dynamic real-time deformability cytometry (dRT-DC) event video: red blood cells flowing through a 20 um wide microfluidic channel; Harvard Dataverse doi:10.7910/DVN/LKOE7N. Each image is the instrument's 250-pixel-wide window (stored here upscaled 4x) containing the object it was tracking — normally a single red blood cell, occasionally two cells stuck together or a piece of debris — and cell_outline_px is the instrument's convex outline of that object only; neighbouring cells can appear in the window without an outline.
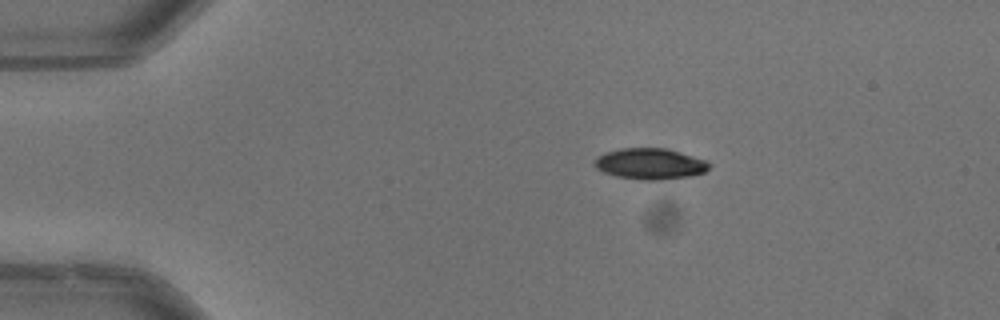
{"species": "common noctule bat (a hibernating species)", "species_latin": "Nyctalus noctula", "temperature_condition": "warm", "stored_images_in_passage": 6, "camera_frame_rate_fps": 3000, "um_per_image_px": 0.085, "animal": {"sex": "male", "body_mass_g": 13.3}, "frame": {"image": 1, "passage_image": 1, "time_ms": 0.0, "image_size_px": [1000, 320], "cell_outline_px": [[712, 164], [704, 172], [692, 176], [660, 180], [644, 180], [616, 176], [604, 172], [596, 168], [592, 164], [592, 160], [596, 156], [604, 152], [620, 148], [664, 148], [680, 152], [708, 160]], "centroid_in_image_um": [55.23, 13.92], "position_along_channel_um": 29.8, "area_um2": 21.04}}